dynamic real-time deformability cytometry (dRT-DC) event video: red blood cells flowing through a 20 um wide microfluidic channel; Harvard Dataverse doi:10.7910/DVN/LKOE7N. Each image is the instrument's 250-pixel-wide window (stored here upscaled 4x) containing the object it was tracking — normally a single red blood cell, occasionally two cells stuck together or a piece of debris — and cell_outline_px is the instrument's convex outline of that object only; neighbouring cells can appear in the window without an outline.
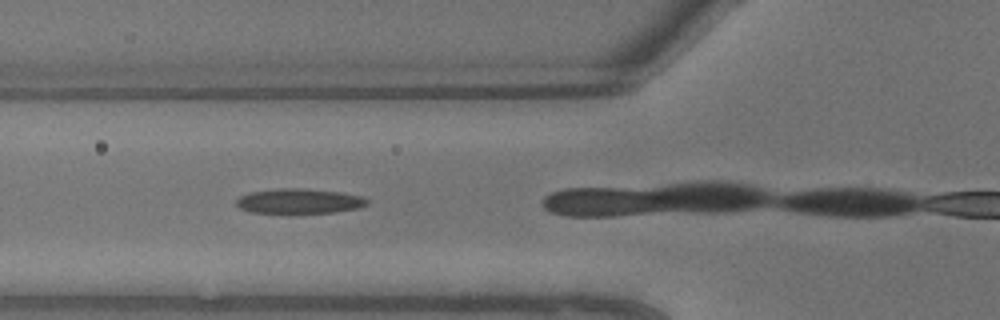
{"species": "common noctule bat (a hibernating species)", "species_latin": "Nyctalus noctula", "temperature_condition": "warm", "stored_images_in_passage": 6, "camera_frame_rate_fps": 3000, "um_per_image_px": 0.085, "animal": {"sex": "male", "body_mass_g": 13.3}, "frame": {"image": 1, "passage_image": 4, "time_ms": 1.0, "image_size_px": [1000, 320], "cell_outline_px": [[368, 204], [356, 208], [336, 212], [288, 216], [252, 212], [240, 208], [236, 204], [236, 200], [240, 196], [248, 192], [276, 188], [304, 188], [336, 192], [364, 196], [368, 200]], "centroid_in_image_um": [25.38, 17.14], "position_along_channel_um": 100.4, "area_um2": 19.94}}